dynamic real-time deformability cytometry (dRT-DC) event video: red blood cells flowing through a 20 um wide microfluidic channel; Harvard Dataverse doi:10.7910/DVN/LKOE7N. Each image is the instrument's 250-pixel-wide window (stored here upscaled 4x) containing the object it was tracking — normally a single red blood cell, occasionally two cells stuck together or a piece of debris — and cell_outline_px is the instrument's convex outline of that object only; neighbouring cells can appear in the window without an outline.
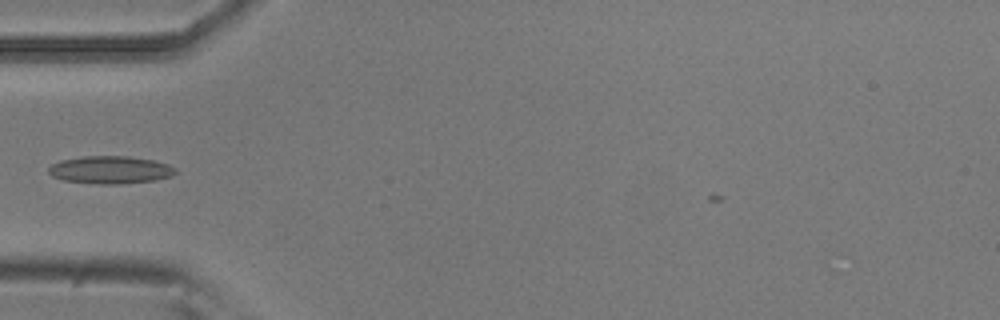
{"species": "common noctule bat (a hibernating species)", "species_latin": "Nyctalus noctula", "temperature_condition": "room temperature", "stored_images_in_passage": 34, "camera_frame_rate_fps": 3000, "um_per_image_px": 0.085, "animal": {"sex": "male", "body_mass_g": 20.5, "forearm_length_mm": 52.5}, "frame": {"image": 1, "passage_image": 1, "time_ms": 0.0, "image_size_px": [1000, 320], "cell_outline_px": [[176, 172], [172, 176], [156, 180], [120, 184], [100, 184], [64, 180], [52, 176], [48, 172], [48, 168], [52, 164], [60, 160], [84, 156], [128, 156], [152, 160], [168, 164], [176, 168]], "centroid_in_image_um": [9.38, 14.43], "position_along_channel_um": 75.6, "area_um2": 20.46}}
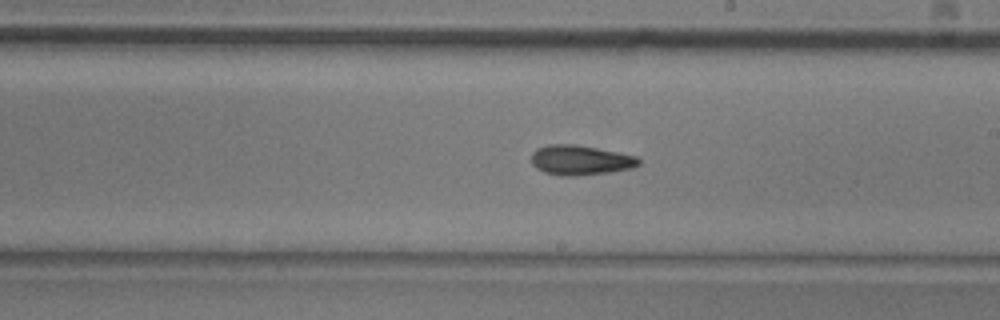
{"frame": {"image": 2, "passage_image": 14, "time_ms": 4.333, "image_size_px": [1000, 320], "cell_outline_px": [[640, 164], [632, 168], [612, 172], [576, 176], [560, 176], [544, 172], [536, 168], [532, 164], [532, 152], [536, 148], [548, 144], [572, 144], [596, 148], [636, 156], [640, 160]], "centroid_in_image_um": [49.31, 13.62], "position_along_channel_um": 239.7, "area_um2": 18.73}}
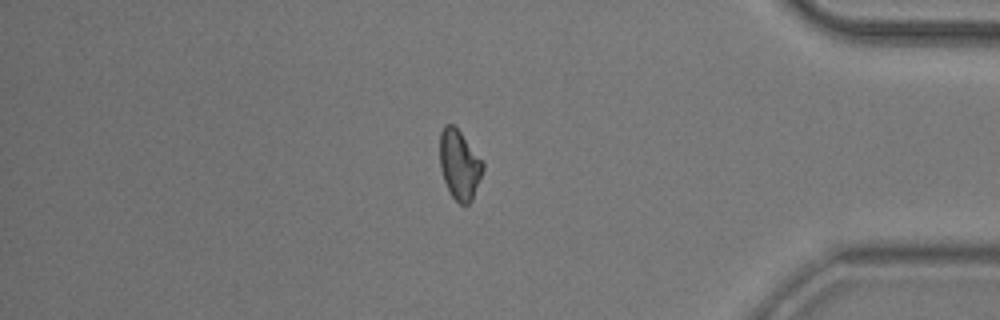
{"frame": {"image": 3, "passage_image": 29, "time_ms": 9.333, "image_size_px": [1000, 320], "cell_outline_px": [[484, 168], [480, 180], [472, 200], [468, 204], [460, 204], [452, 196], [444, 180], [440, 168], [440, 132], [444, 124], [452, 124], [460, 132], [484, 164]], "centroid_in_image_um": [39.04, 14.01], "position_along_channel_um": 396.2, "area_um2": 17.17}}